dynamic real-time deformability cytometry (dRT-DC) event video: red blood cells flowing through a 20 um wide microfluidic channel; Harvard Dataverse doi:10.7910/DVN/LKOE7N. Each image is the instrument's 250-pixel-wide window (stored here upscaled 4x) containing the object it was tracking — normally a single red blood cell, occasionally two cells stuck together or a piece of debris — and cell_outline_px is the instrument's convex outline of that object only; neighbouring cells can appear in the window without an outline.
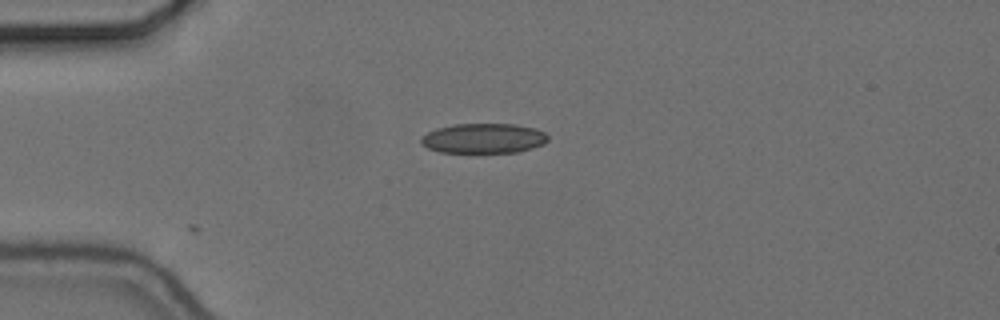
{"species": "common noctule bat (a hibernating species)", "species_latin": "Nyctalus noctula", "temperature_condition": "cold", "stored_images_in_passage": 29, "camera_frame_rate_fps": 3000, "um_per_image_px": 0.085, "animal": {"sex": "female", "body_mass_g": 24.6, "forearm_length_mm": 56.2}, "frame": {"image": 1, "passage_image": 1, "time_ms": 0.0, "image_size_px": [1000, 320], "cell_outline_px": [[548, 140], [544, 144], [520, 152], [440, 152], [428, 148], [420, 144], [420, 136], [436, 128], [452, 124], [516, 124], [536, 128], [544, 132], [548, 136]], "centroid_in_image_um": [41.1, 11.75], "position_along_channel_um": 43.9, "area_um2": 22.31}}
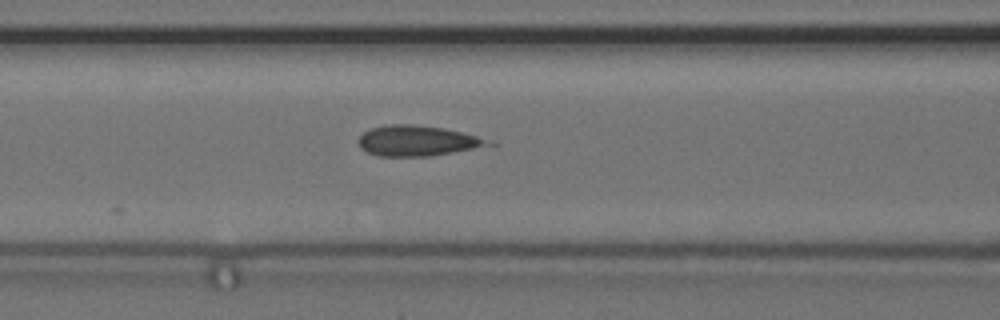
{"frame": {"image": 2, "passage_image": 10, "time_ms": 3.0, "image_size_px": [1000, 320], "cell_outline_px": [[500, 144], [428, 156], [376, 156], [360, 148], [360, 136], [364, 132], [372, 128], [388, 124], [412, 124], [444, 128], [492, 140]], "centroid_in_image_um": [35.52, 11.96], "position_along_channel_um": 131.1, "area_um2": 22.95}}
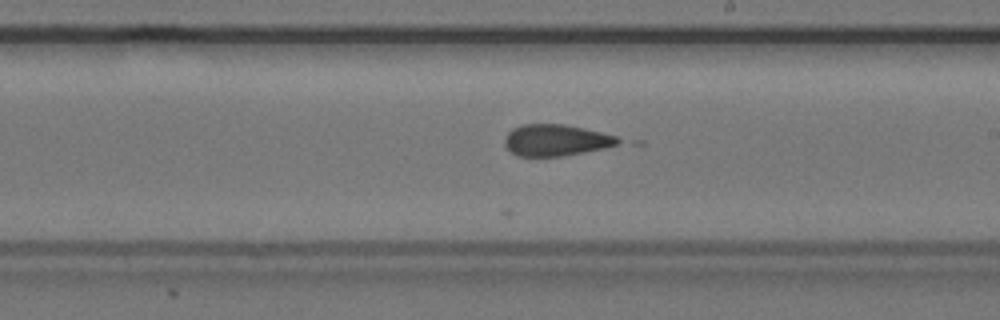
{"frame": {"image": 3, "passage_image": 19, "time_ms": 6.0, "image_size_px": [1000, 320], "cell_outline_px": [[624, 140], [616, 144], [604, 148], [584, 152], [560, 156], [516, 156], [504, 144], [504, 136], [512, 128], [520, 124], [564, 124], [584, 128], [616, 136]], "centroid_in_image_um": [47.22, 11.9], "position_along_channel_um": 241.8, "area_um2": 20.81}}